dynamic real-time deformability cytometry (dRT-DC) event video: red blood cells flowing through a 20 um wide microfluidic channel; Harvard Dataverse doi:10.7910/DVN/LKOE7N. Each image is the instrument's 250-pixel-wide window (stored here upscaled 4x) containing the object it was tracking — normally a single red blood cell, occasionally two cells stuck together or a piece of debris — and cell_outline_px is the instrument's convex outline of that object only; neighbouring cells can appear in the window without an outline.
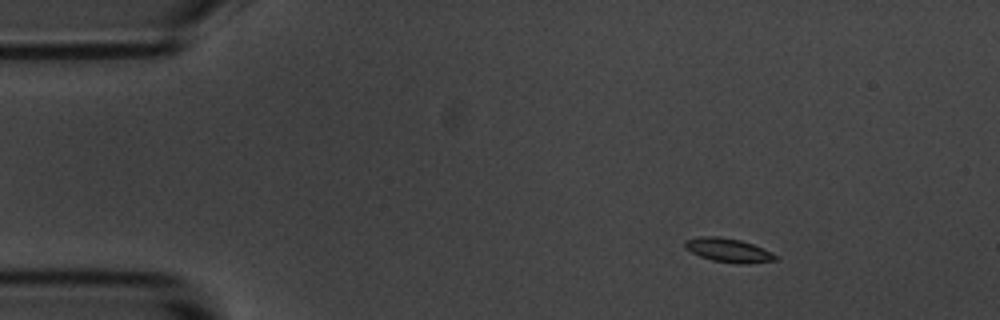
{"species": "common noctule bat (a hibernating species)", "species_latin": "Nyctalus noctula", "temperature_condition": "room temperature", "stored_images_in_passage": 4, "camera_frame_rate_fps": 3000, "um_per_image_px": 0.085, "animal": {"sex": "male", "body_mass_g": 20.1, "forearm_length_mm": 53.5}, "frame": {"image": 1, "passage_image": 2, "time_ms": 1.0, "image_size_px": [1000, 320], "cell_outline_px": [[780, 256], [776, 260], [748, 264], [736, 264], [712, 260], [700, 256], [684, 248], [684, 240], [700, 236], [720, 236], [740, 240], [752, 244], [772, 252]], "centroid_in_image_um": [61.92, 21.27], "position_along_channel_um": 23.1, "area_um2": 12.77}}
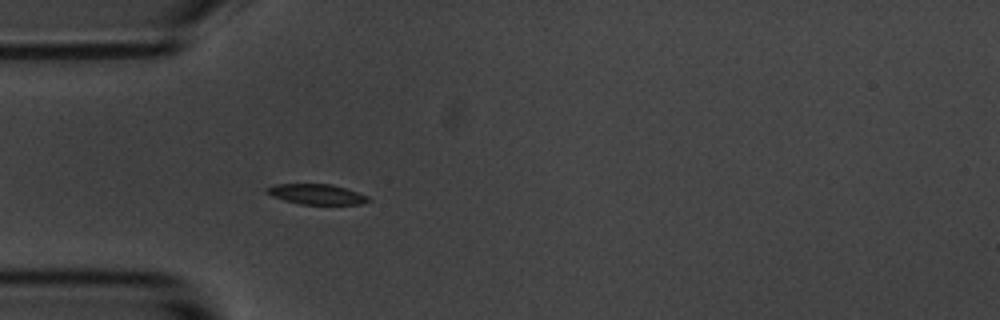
{"frame": {"image": 2, "passage_image": 4, "time_ms": 4.0, "image_size_px": [1000, 320], "cell_outline_px": [[372, 200], [360, 204], [300, 204], [284, 200], [272, 196], [264, 192], [264, 188], [276, 184], [332, 184], [368, 196]], "centroid_in_image_um": [26.86, 16.51], "position_along_channel_um": 58.1, "area_um2": 11.96}}